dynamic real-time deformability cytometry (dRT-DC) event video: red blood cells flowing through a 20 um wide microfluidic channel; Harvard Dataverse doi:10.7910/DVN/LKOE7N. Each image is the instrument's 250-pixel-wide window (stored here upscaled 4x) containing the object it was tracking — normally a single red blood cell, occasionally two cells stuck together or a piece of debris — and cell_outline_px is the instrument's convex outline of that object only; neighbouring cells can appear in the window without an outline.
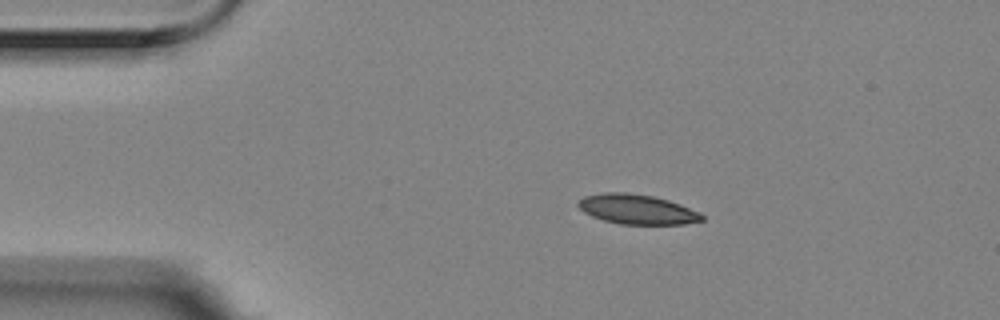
{"species": "Egyptian fruit bat (a non-hibernating species)", "species_latin": "Rousettus aegyptiacus", "temperature_condition": "room temperature", "stored_images_in_passage": 2, "camera_frame_rate_fps": 3000, "um_per_image_px": 0.085, "animal": {"sex": "female"}, "frame": {"image": 1, "passage_image": 2, "time_ms": 0.333, "image_size_px": [1000, 320], "cell_outline_px": [[704, 220], [684, 224], [620, 224], [604, 220], [592, 216], [584, 212], [576, 204], [584, 196], [604, 192], [624, 192], [652, 196], [668, 200], [680, 204], [700, 212], [704, 216]], "centroid_in_image_um": [54.16, 17.79], "position_along_channel_um": 30.8, "area_um2": 21.39}}